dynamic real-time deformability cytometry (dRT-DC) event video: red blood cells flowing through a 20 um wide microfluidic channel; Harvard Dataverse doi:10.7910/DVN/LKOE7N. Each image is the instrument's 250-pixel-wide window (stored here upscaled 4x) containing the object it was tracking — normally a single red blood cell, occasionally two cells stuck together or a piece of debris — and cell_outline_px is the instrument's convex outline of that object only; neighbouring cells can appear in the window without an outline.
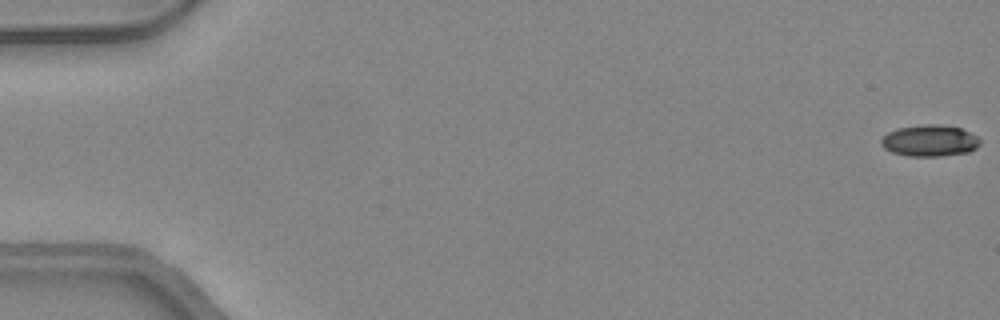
{"species": "common noctule bat (a hibernating species)", "species_latin": "Nyctalus noctula", "temperature_condition": "warm", "stored_images_in_passage": 49, "camera_frame_rate_fps": 3000, "um_per_image_px": 0.085, "animal": {"sex": "female", "body_mass_g": 24.6, "forearm_length_mm": 56.2}, "frame": {"image": 1, "passage_image": 1, "time_ms": 0.0, "image_size_px": [1000, 320], "cell_outline_px": [[980, 144], [976, 148], [968, 152], [940, 156], [908, 156], [892, 152], [884, 148], [880, 144], [880, 140], [888, 132], [896, 128], [924, 124], [936, 124], [960, 128], [976, 136], [980, 140]], "centroid_in_image_um": [78.99, 11.96], "position_along_channel_um": 6.0, "area_um2": 18.09}}
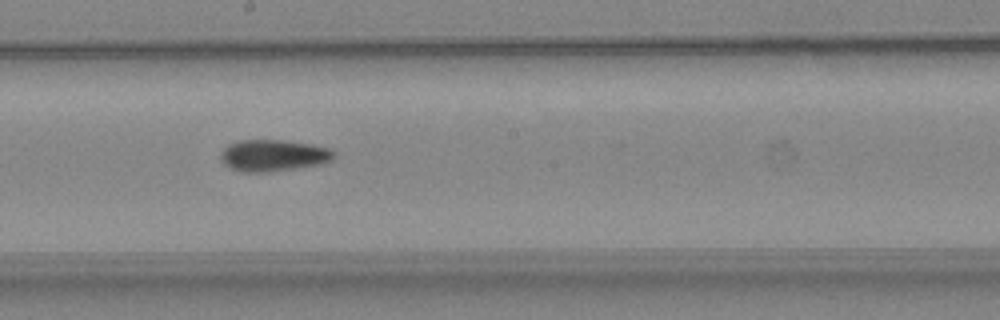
{"frame": {"image": 2, "passage_image": 28, "time_ms": 9.0, "image_size_px": [1000, 320], "cell_outline_px": [[332, 160], [320, 164], [296, 168], [268, 172], [240, 172], [224, 164], [220, 160], [220, 152], [228, 144], [240, 140], [284, 140], [308, 144], [328, 148], [332, 152]], "centroid_in_image_um": [23.15, 13.22], "position_along_channel_um": 225.0, "area_um2": 20.69}}
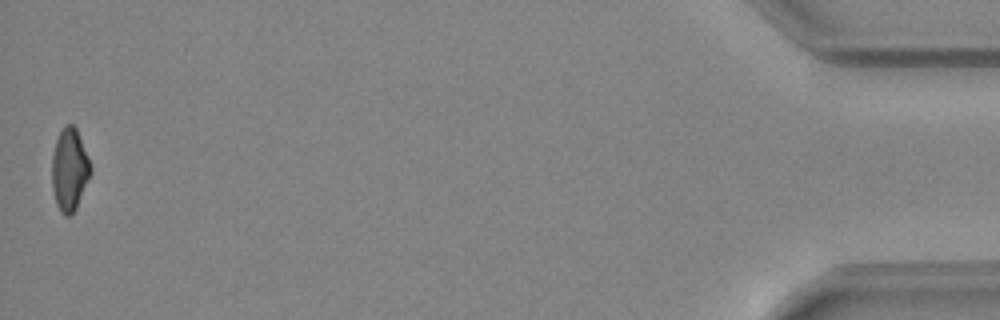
{"frame": {"image": 3, "passage_image": 49, "time_ms": 16.0, "image_size_px": [1000, 320], "cell_outline_px": [[92, 172], [76, 208], [72, 216], [64, 216], [60, 212], [56, 204], [52, 188], [52, 156], [56, 140], [64, 124], [72, 124], [76, 128], [92, 164]], "centroid_in_image_um": [5.92, 14.44], "position_along_channel_um": 429.3, "area_um2": 18.84}, "authors_computed_cell_mechanics": {"area_um2": 19.363, "velocity_mm_per_s": 4.2825, "shape_relaxation_time_tau1_ms": 7.2181, "shape_relaxation_time_tau2_ms": null, "deformation_change_tau1": 0.1909, "deformation_change_tau2": null}}